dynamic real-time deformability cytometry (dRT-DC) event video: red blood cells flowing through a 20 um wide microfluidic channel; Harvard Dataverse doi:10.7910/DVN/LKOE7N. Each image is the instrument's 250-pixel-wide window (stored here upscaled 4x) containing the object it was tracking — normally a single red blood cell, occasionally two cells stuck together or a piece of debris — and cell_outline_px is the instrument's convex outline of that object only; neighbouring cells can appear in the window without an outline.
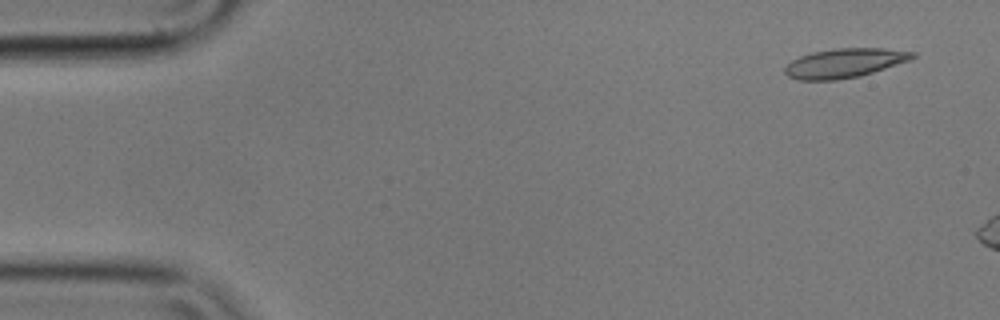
{"species": "common noctule bat (a hibernating species)", "species_latin": "Nyctalus noctula", "temperature_condition": "cold", "stored_images_in_passage": 7, "camera_frame_rate_fps": 3000, "um_per_image_px": 0.085, "animal": {"sex": "male", "body_mass_g": 17.9}, "frame": {"image": 1, "passage_image": 1, "time_ms": 0.0, "image_size_px": [1000, 320], "cell_outline_px": [[916, 56], [912, 60], [860, 76], [836, 80], [796, 80], [788, 76], [784, 72], [784, 68], [792, 60], [800, 56], [812, 52], [836, 48], [884, 48], [916, 52]], "centroid_in_image_um": [71.8, 5.36], "position_along_channel_um": 13.2, "area_um2": 21.91}}